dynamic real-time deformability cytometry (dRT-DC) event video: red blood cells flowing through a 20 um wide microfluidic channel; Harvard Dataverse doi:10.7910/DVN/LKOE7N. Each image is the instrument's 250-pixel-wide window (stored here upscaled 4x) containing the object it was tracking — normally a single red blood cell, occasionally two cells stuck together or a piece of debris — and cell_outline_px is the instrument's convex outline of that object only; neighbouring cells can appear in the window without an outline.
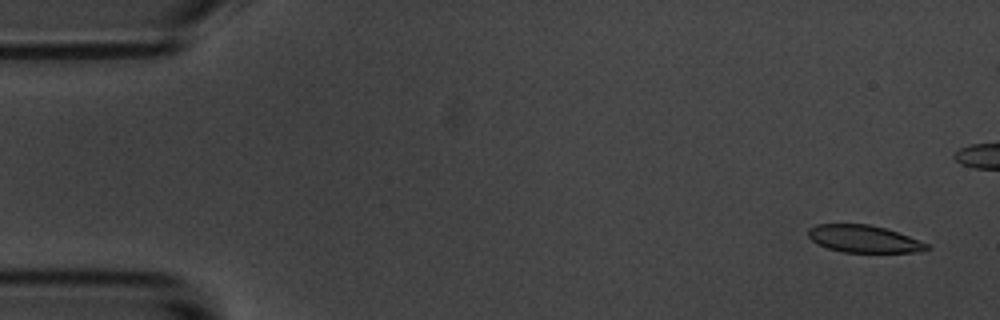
{"species": "common noctule bat (a hibernating species)", "species_latin": "Nyctalus noctula", "temperature_condition": "room temperature", "stored_images_in_passage": 5, "camera_frame_rate_fps": 3000, "um_per_image_px": 0.085, "animal": {"sex": "male", "body_mass_g": 20.1, "forearm_length_mm": 53.5}, "frame": {"image": 1, "passage_image": 1, "time_ms": 0.0, "image_size_px": [1000, 320], "cell_outline_px": [[932, 248], [920, 252], [844, 252], [828, 248], [812, 240], [808, 236], [808, 228], [816, 224], [868, 224], [884, 228], [908, 236], [928, 244]], "centroid_in_image_um": [73.43, 20.3], "position_along_channel_um": 11.6, "area_um2": 18.67}}
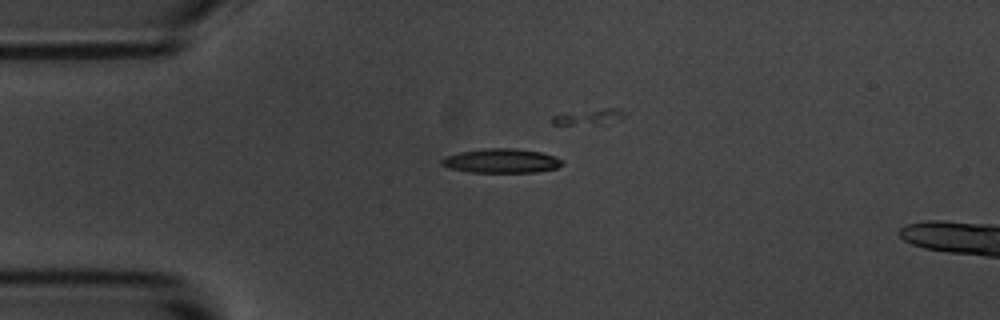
{"frame": {"image": 2, "passage_image": 5, "time_ms": 5.667, "image_size_px": [1000, 320], "cell_outline_px": [[564, 164], [556, 168], [536, 172], [468, 172], [448, 168], [440, 164], [440, 160], [444, 156], [460, 152], [488, 148], [516, 148], [540, 152], [556, 156], [564, 160]], "centroid_in_image_um": [42.62, 13.67], "position_along_channel_um": 42.4, "area_um2": 17.22}}